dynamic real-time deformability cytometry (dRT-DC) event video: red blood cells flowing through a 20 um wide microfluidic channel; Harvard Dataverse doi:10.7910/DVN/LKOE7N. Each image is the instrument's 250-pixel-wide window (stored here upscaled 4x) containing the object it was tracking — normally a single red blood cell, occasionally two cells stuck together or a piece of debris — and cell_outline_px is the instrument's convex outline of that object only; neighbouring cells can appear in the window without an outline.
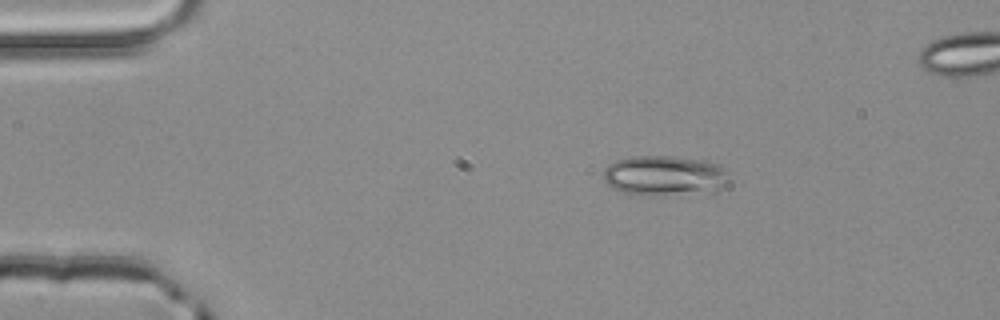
{"species": "common noctule bat (a hibernating species)", "species_latin": "Nyctalus noctula", "temperature_condition": "room temperature", "stored_images_in_passage": 3, "camera_frame_rate_fps": 3000, "um_per_image_px": 0.085, "animal": {"sex": "male", "body_mass_g": 20.4}, "frame": {"image": 1, "passage_image": 1, "time_ms": 0.0, "image_size_px": [1000, 320], "cell_outline_px": [[728, 184], [716, 192], [664, 196], [640, 196], [620, 192], [612, 188], [604, 180], [604, 168], [608, 164], [616, 160], [632, 156], [676, 156], [704, 160], [720, 164], [728, 172]], "centroid_in_image_um": [56.52, 14.95], "position_along_channel_um": 28.5, "area_um2": 30.4}}